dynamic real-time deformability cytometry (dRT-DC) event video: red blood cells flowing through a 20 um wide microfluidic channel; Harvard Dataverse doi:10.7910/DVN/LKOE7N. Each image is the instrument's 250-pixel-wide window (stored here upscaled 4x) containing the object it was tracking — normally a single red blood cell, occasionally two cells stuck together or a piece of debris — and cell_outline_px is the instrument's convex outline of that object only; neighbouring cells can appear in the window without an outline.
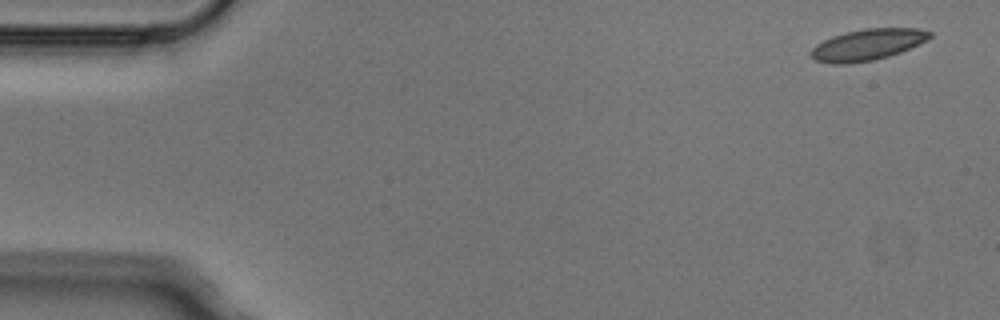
{"species": "Egyptian fruit bat (a non-hibernating species)", "species_latin": "Rousettus aegyptiacus", "temperature_condition": "cold", "stored_images_in_passage": 7, "camera_frame_rate_fps": 3000, "um_per_image_px": 0.085, "animal": {"sex": "male"}, "frame": {"image": 1, "passage_image": 1, "time_ms": 0.0, "image_size_px": [1000, 320], "cell_outline_px": [[932, 36], [928, 40], [900, 52], [888, 56], [872, 60], [848, 64], [828, 64], [812, 60], [808, 52], [816, 44], [832, 36], [844, 32], [864, 28], [920, 28], [932, 32]], "centroid_in_image_um": [73.69, 3.8], "position_along_channel_um": 11.3, "area_um2": 21.96}}
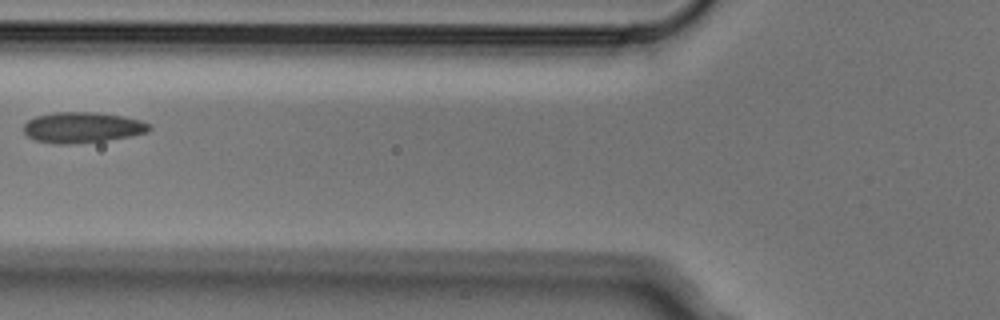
{"frame": {"image": 2, "passage_image": 6, "time_ms": 1.667, "image_size_px": [1000, 320], "cell_outline_px": [[152, 128], [148, 132], [132, 136], [104, 140], [68, 144], [56, 144], [36, 140], [28, 136], [24, 132], [24, 124], [28, 120], [36, 116], [56, 112], [96, 112], [124, 116], [140, 120], [152, 124]], "centroid_in_image_um": [7.04, 10.82], "position_along_channel_um": 118.8, "area_um2": 22.48}}
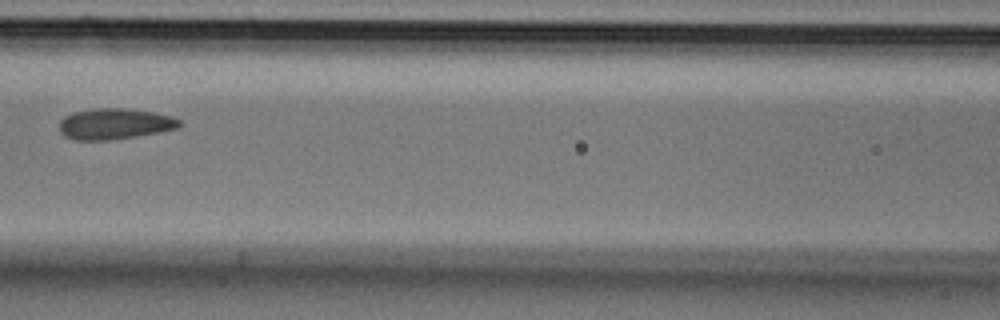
{"frame": {"image": 3, "passage_image": 7, "time_ms": 2.0, "image_size_px": [1000, 320], "cell_outline_px": [[184, 124], [180, 128], [160, 132], [136, 136], [108, 140], [72, 140], [64, 136], [60, 132], [60, 120], [64, 116], [72, 112], [96, 108], [124, 108], [152, 112], [172, 116], [180, 120]], "centroid_in_image_um": [9.76, 10.53], "position_along_channel_um": 156.8, "area_um2": 21.85}}